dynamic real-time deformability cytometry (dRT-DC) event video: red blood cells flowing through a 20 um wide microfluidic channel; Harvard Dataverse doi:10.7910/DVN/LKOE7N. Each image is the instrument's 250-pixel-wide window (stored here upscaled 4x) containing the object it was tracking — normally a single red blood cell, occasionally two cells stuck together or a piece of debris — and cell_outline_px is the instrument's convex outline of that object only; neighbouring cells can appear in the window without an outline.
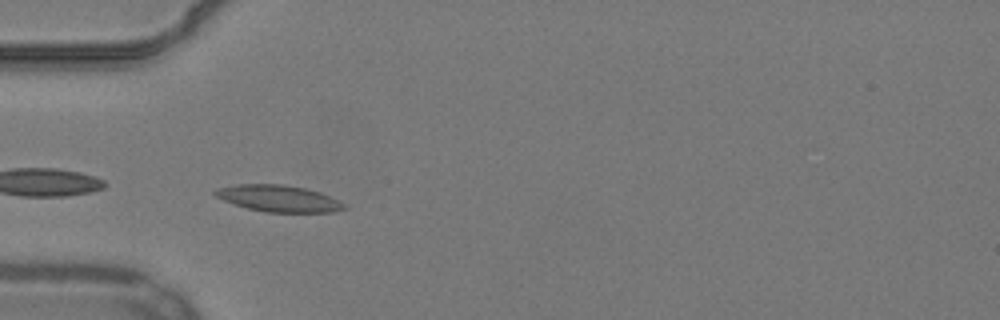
{"species": "common noctule bat (a hibernating species)", "species_latin": "Nyctalus noctula", "temperature_condition": "warm", "stored_images_in_passage": 7, "camera_frame_rate_fps": 3000, "um_per_image_px": 0.085, "animal": {"sex": "male", "body_mass_g": 19.2, "forearm_length_mm": 51.8}, "frame": {"image": 1, "passage_image": 1, "time_ms": 0.0, "image_size_px": [1000, 320], "cell_outline_px": [[348, 208], [332, 212], [264, 212], [248, 208], [224, 200], [216, 196], [212, 192], [216, 188], [236, 184], [284, 184], [304, 188], [320, 192], [340, 200], [348, 204]], "centroid_in_image_um": [23.73, 16.86], "position_along_channel_um": 61.3, "area_um2": 20.11}}
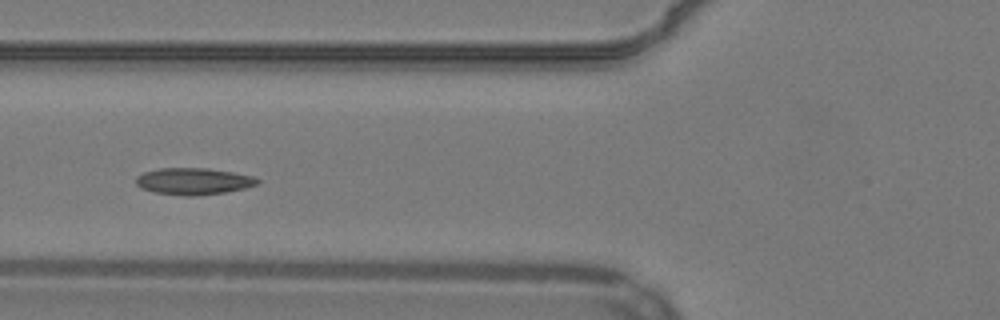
{"frame": {"image": 2, "passage_image": 5, "time_ms": 1.333, "image_size_px": [1000, 320], "cell_outline_px": [[260, 184], [244, 188], [224, 192], [196, 196], [184, 196], [156, 192], [140, 188], [136, 184], [136, 176], [144, 172], [160, 168], [208, 168], [232, 172], [252, 176], [260, 180]], "centroid_in_image_um": [16.44, 15.41], "position_along_channel_um": 109.4, "area_um2": 18.9}}